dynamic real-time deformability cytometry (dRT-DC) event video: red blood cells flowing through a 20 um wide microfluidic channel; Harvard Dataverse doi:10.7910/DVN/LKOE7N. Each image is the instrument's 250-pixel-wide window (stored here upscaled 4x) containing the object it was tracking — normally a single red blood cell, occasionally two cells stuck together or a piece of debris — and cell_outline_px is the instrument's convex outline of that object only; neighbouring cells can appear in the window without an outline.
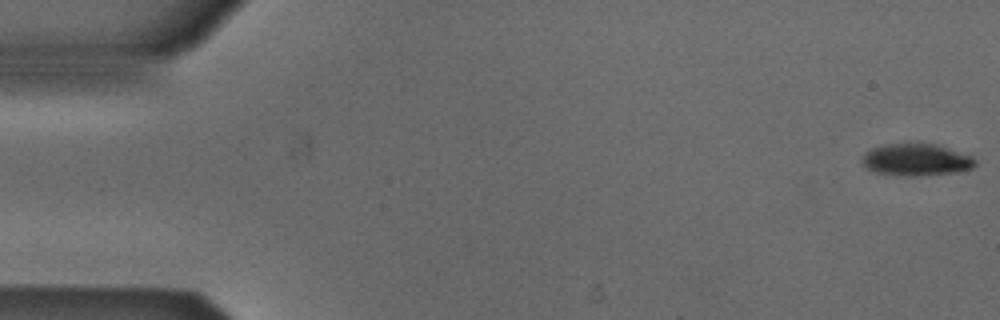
{"species": "Egyptian fruit bat (a non-hibernating species)", "species_latin": "Rousettus aegyptiacus", "temperature_condition": "cold", "stored_images_in_passage": 49, "camera_frame_rate_fps": 3000, "um_per_image_px": 0.085, "animal": {"sex": "male"}, "frame": {"image": 1, "passage_image": 1, "time_ms": 0.0, "image_size_px": [1000, 320], "cell_outline_px": [[976, 164], [972, 168], [952, 172], [920, 176], [908, 176], [876, 172], [868, 168], [864, 164], [864, 156], [872, 148], [884, 144], [920, 140], [936, 144], [972, 156], [976, 160]], "centroid_in_image_um": [77.91, 13.53], "position_along_channel_um": 7.1, "area_um2": 21.33}}
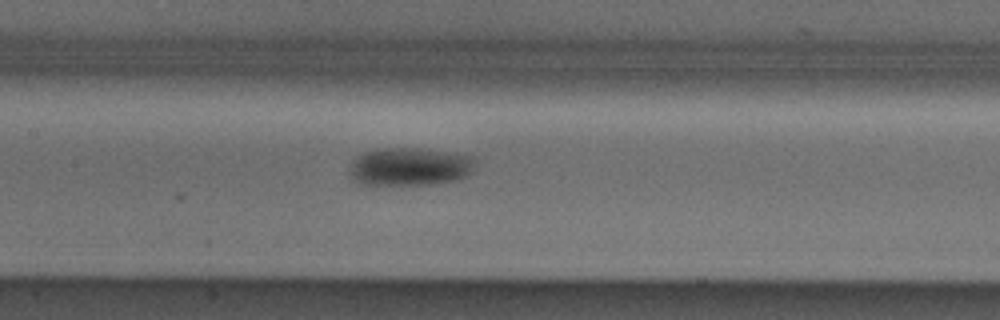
{"frame": {"image": 2, "passage_image": 25, "time_ms": 8.0, "image_size_px": [1000, 320], "cell_outline_px": [[476, 160], [472, 172], [468, 176], [456, 180], [432, 184], [360, 184], [352, 176], [352, 160], [364, 152], [376, 148], [424, 148], [476, 156]], "centroid_in_image_um": [34.91, 14.14], "position_along_channel_um": 172.5, "area_um2": 27.98}}
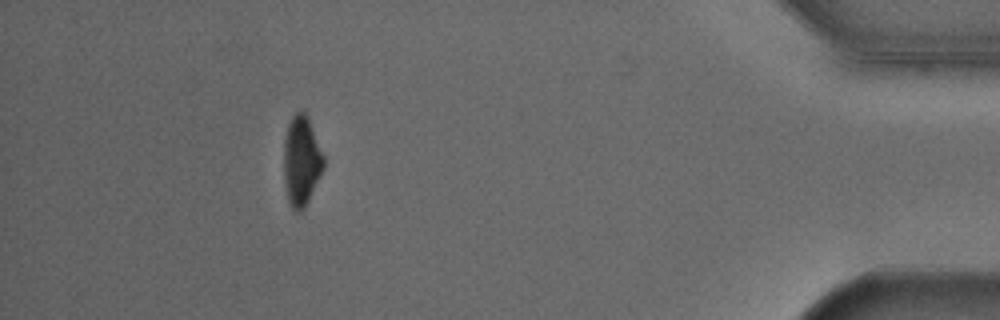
{"frame": {"image": 3, "passage_image": 48, "time_ms": 15.667, "image_size_px": [1000, 320], "cell_outline_px": [[324, 168], [304, 208], [300, 212], [296, 212], [288, 204], [284, 180], [284, 140], [288, 124], [292, 116], [296, 112], [304, 112], [308, 116], [324, 156]], "centroid_in_image_um": [25.61, 13.68], "position_along_channel_um": 409.6, "area_um2": 20.87}}